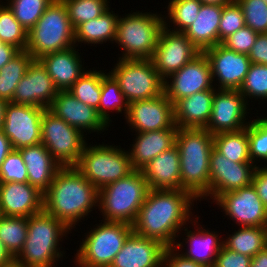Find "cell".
<instances>
[{
  "instance_id": "obj_43",
  "label": "cell",
  "mask_w": 267,
  "mask_h": 267,
  "mask_svg": "<svg viewBox=\"0 0 267 267\" xmlns=\"http://www.w3.org/2000/svg\"><path fill=\"white\" fill-rule=\"evenodd\" d=\"M253 120L247 126V135L250 160L257 166L261 160L267 163V117Z\"/></svg>"
},
{
  "instance_id": "obj_33",
  "label": "cell",
  "mask_w": 267,
  "mask_h": 267,
  "mask_svg": "<svg viewBox=\"0 0 267 267\" xmlns=\"http://www.w3.org/2000/svg\"><path fill=\"white\" fill-rule=\"evenodd\" d=\"M33 57L27 50H20L0 69V99L12 102L16 86L26 74Z\"/></svg>"
},
{
  "instance_id": "obj_11",
  "label": "cell",
  "mask_w": 267,
  "mask_h": 267,
  "mask_svg": "<svg viewBox=\"0 0 267 267\" xmlns=\"http://www.w3.org/2000/svg\"><path fill=\"white\" fill-rule=\"evenodd\" d=\"M84 136L48 108L45 109L41 121V143L61 167L78 163L87 143Z\"/></svg>"
},
{
  "instance_id": "obj_2",
  "label": "cell",
  "mask_w": 267,
  "mask_h": 267,
  "mask_svg": "<svg viewBox=\"0 0 267 267\" xmlns=\"http://www.w3.org/2000/svg\"><path fill=\"white\" fill-rule=\"evenodd\" d=\"M98 198L99 190L75 166L61 167L43 193V210L72 230L98 207Z\"/></svg>"
},
{
  "instance_id": "obj_29",
  "label": "cell",
  "mask_w": 267,
  "mask_h": 267,
  "mask_svg": "<svg viewBox=\"0 0 267 267\" xmlns=\"http://www.w3.org/2000/svg\"><path fill=\"white\" fill-rule=\"evenodd\" d=\"M28 173V183L44 193L61 168L46 147L40 143L19 149Z\"/></svg>"
},
{
  "instance_id": "obj_9",
  "label": "cell",
  "mask_w": 267,
  "mask_h": 267,
  "mask_svg": "<svg viewBox=\"0 0 267 267\" xmlns=\"http://www.w3.org/2000/svg\"><path fill=\"white\" fill-rule=\"evenodd\" d=\"M88 145L86 143L75 168L98 190L134 171L128 151L120 145Z\"/></svg>"
},
{
  "instance_id": "obj_42",
  "label": "cell",
  "mask_w": 267,
  "mask_h": 267,
  "mask_svg": "<svg viewBox=\"0 0 267 267\" xmlns=\"http://www.w3.org/2000/svg\"><path fill=\"white\" fill-rule=\"evenodd\" d=\"M239 92L248 105V101L252 98L267 101V65L251 63Z\"/></svg>"
},
{
  "instance_id": "obj_23",
  "label": "cell",
  "mask_w": 267,
  "mask_h": 267,
  "mask_svg": "<svg viewBox=\"0 0 267 267\" xmlns=\"http://www.w3.org/2000/svg\"><path fill=\"white\" fill-rule=\"evenodd\" d=\"M43 210V193L28 182L0 183V215L30 217Z\"/></svg>"
},
{
  "instance_id": "obj_50",
  "label": "cell",
  "mask_w": 267,
  "mask_h": 267,
  "mask_svg": "<svg viewBox=\"0 0 267 267\" xmlns=\"http://www.w3.org/2000/svg\"><path fill=\"white\" fill-rule=\"evenodd\" d=\"M248 57L251 63L267 65V33L257 35Z\"/></svg>"
},
{
  "instance_id": "obj_35",
  "label": "cell",
  "mask_w": 267,
  "mask_h": 267,
  "mask_svg": "<svg viewBox=\"0 0 267 267\" xmlns=\"http://www.w3.org/2000/svg\"><path fill=\"white\" fill-rule=\"evenodd\" d=\"M111 110H115L121 114L123 113L122 111H124V116L126 118L129 110V102L122 93L119 83L110 73H106L102 77L101 97L97 112L108 126H110L112 122L109 115Z\"/></svg>"
},
{
  "instance_id": "obj_19",
  "label": "cell",
  "mask_w": 267,
  "mask_h": 267,
  "mask_svg": "<svg viewBox=\"0 0 267 267\" xmlns=\"http://www.w3.org/2000/svg\"><path fill=\"white\" fill-rule=\"evenodd\" d=\"M204 53L211 65L213 82H219L214 84L215 88L239 90L251 65L248 55L229 50L222 44L208 48Z\"/></svg>"
},
{
  "instance_id": "obj_52",
  "label": "cell",
  "mask_w": 267,
  "mask_h": 267,
  "mask_svg": "<svg viewBox=\"0 0 267 267\" xmlns=\"http://www.w3.org/2000/svg\"><path fill=\"white\" fill-rule=\"evenodd\" d=\"M20 50L8 43H0V69L7 64Z\"/></svg>"
},
{
  "instance_id": "obj_22",
  "label": "cell",
  "mask_w": 267,
  "mask_h": 267,
  "mask_svg": "<svg viewBox=\"0 0 267 267\" xmlns=\"http://www.w3.org/2000/svg\"><path fill=\"white\" fill-rule=\"evenodd\" d=\"M166 246L132 232L109 267H162Z\"/></svg>"
},
{
  "instance_id": "obj_44",
  "label": "cell",
  "mask_w": 267,
  "mask_h": 267,
  "mask_svg": "<svg viewBox=\"0 0 267 267\" xmlns=\"http://www.w3.org/2000/svg\"><path fill=\"white\" fill-rule=\"evenodd\" d=\"M242 9L245 23L258 34L267 33V3L264 0H235Z\"/></svg>"
},
{
  "instance_id": "obj_6",
  "label": "cell",
  "mask_w": 267,
  "mask_h": 267,
  "mask_svg": "<svg viewBox=\"0 0 267 267\" xmlns=\"http://www.w3.org/2000/svg\"><path fill=\"white\" fill-rule=\"evenodd\" d=\"M75 45V30L71 25L66 5L54 0L35 26L28 31L27 52L33 59L69 49Z\"/></svg>"
},
{
  "instance_id": "obj_38",
  "label": "cell",
  "mask_w": 267,
  "mask_h": 267,
  "mask_svg": "<svg viewBox=\"0 0 267 267\" xmlns=\"http://www.w3.org/2000/svg\"><path fill=\"white\" fill-rule=\"evenodd\" d=\"M201 5L199 0H170L168 6L165 7L168 13H166L167 16H163L164 26L170 28V23H172L174 28L169 30L184 32L197 18Z\"/></svg>"
},
{
  "instance_id": "obj_4",
  "label": "cell",
  "mask_w": 267,
  "mask_h": 267,
  "mask_svg": "<svg viewBox=\"0 0 267 267\" xmlns=\"http://www.w3.org/2000/svg\"><path fill=\"white\" fill-rule=\"evenodd\" d=\"M69 231L62 222L44 210L31 215L28 217L26 241L14 259L23 267H55V263L64 256L59 242L72 233Z\"/></svg>"
},
{
  "instance_id": "obj_26",
  "label": "cell",
  "mask_w": 267,
  "mask_h": 267,
  "mask_svg": "<svg viewBox=\"0 0 267 267\" xmlns=\"http://www.w3.org/2000/svg\"><path fill=\"white\" fill-rule=\"evenodd\" d=\"M178 127L136 133L135 142L128 150L131 166L141 171L152 159L175 145Z\"/></svg>"
},
{
  "instance_id": "obj_17",
  "label": "cell",
  "mask_w": 267,
  "mask_h": 267,
  "mask_svg": "<svg viewBox=\"0 0 267 267\" xmlns=\"http://www.w3.org/2000/svg\"><path fill=\"white\" fill-rule=\"evenodd\" d=\"M209 165V197L213 203L223 193L251 185L256 168L252 162H233L214 147Z\"/></svg>"
},
{
  "instance_id": "obj_54",
  "label": "cell",
  "mask_w": 267,
  "mask_h": 267,
  "mask_svg": "<svg viewBox=\"0 0 267 267\" xmlns=\"http://www.w3.org/2000/svg\"><path fill=\"white\" fill-rule=\"evenodd\" d=\"M250 267H267V247L252 258Z\"/></svg>"
},
{
  "instance_id": "obj_27",
  "label": "cell",
  "mask_w": 267,
  "mask_h": 267,
  "mask_svg": "<svg viewBox=\"0 0 267 267\" xmlns=\"http://www.w3.org/2000/svg\"><path fill=\"white\" fill-rule=\"evenodd\" d=\"M141 171L149 189H181L180 154L176 145L156 156Z\"/></svg>"
},
{
  "instance_id": "obj_32",
  "label": "cell",
  "mask_w": 267,
  "mask_h": 267,
  "mask_svg": "<svg viewBox=\"0 0 267 267\" xmlns=\"http://www.w3.org/2000/svg\"><path fill=\"white\" fill-rule=\"evenodd\" d=\"M228 236L223 241L226 248L251 258L267 247V226H240Z\"/></svg>"
},
{
  "instance_id": "obj_36",
  "label": "cell",
  "mask_w": 267,
  "mask_h": 267,
  "mask_svg": "<svg viewBox=\"0 0 267 267\" xmlns=\"http://www.w3.org/2000/svg\"><path fill=\"white\" fill-rule=\"evenodd\" d=\"M28 232V218L0 215V241L15 258L22 250Z\"/></svg>"
},
{
  "instance_id": "obj_39",
  "label": "cell",
  "mask_w": 267,
  "mask_h": 267,
  "mask_svg": "<svg viewBox=\"0 0 267 267\" xmlns=\"http://www.w3.org/2000/svg\"><path fill=\"white\" fill-rule=\"evenodd\" d=\"M0 40L19 50H26L28 44V31L14 17L7 4H3V2L0 3Z\"/></svg>"
},
{
  "instance_id": "obj_14",
  "label": "cell",
  "mask_w": 267,
  "mask_h": 267,
  "mask_svg": "<svg viewBox=\"0 0 267 267\" xmlns=\"http://www.w3.org/2000/svg\"><path fill=\"white\" fill-rule=\"evenodd\" d=\"M214 87L211 65L204 52L164 80V93L173 104L179 99Z\"/></svg>"
},
{
  "instance_id": "obj_21",
  "label": "cell",
  "mask_w": 267,
  "mask_h": 267,
  "mask_svg": "<svg viewBox=\"0 0 267 267\" xmlns=\"http://www.w3.org/2000/svg\"><path fill=\"white\" fill-rule=\"evenodd\" d=\"M48 109L83 134L86 131L99 134L109 128L95 108L77 100L68 91H58Z\"/></svg>"
},
{
  "instance_id": "obj_16",
  "label": "cell",
  "mask_w": 267,
  "mask_h": 267,
  "mask_svg": "<svg viewBox=\"0 0 267 267\" xmlns=\"http://www.w3.org/2000/svg\"><path fill=\"white\" fill-rule=\"evenodd\" d=\"M214 202L239 227L267 226V208L252 184L223 193Z\"/></svg>"
},
{
  "instance_id": "obj_55",
  "label": "cell",
  "mask_w": 267,
  "mask_h": 267,
  "mask_svg": "<svg viewBox=\"0 0 267 267\" xmlns=\"http://www.w3.org/2000/svg\"><path fill=\"white\" fill-rule=\"evenodd\" d=\"M14 258L6 250L3 243L0 241V266L10 263Z\"/></svg>"
},
{
  "instance_id": "obj_34",
  "label": "cell",
  "mask_w": 267,
  "mask_h": 267,
  "mask_svg": "<svg viewBox=\"0 0 267 267\" xmlns=\"http://www.w3.org/2000/svg\"><path fill=\"white\" fill-rule=\"evenodd\" d=\"M214 148L233 162H251L247 127L213 135Z\"/></svg>"
},
{
  "instance_id": "obj_28",
  "label": "cell",
  "mask_w": 267,
  "mask_h": 267,
  "mask_svg": "<svg viewBox=\"0 0 267 267\" xmlns=\"http://www.w3.org/2000/svg\"><path fill=\"white\" fill-rule=\"evenodd\" d=\"M216 88L197 92L173 104L175 125L178 128L205 129L208 125Z\"/></svg>"
},
{
  "instance_id": "obj_31",
  "label": "cell",
  "mask_w": 267,
  "mask_h": 267,
  "mask_svg": "<svg viewBox=\"0 0 267 267\" xmlns=\"http://www.w3.org/2000/svg\"><path fill=\"white\" fill-rule=\"evenodd\" d=\"M118 19L119 15L109 8L100 17L80 24L75 29V45L87 43L92 46V44H103L107 41L115 43Z\"/></svg>"
},
{
  "instance_id": "obj_41",
  "label": "cell",
  "mask_w": 267,
  "mask_h": 267,
  "mask_svg": "<svg viewBox=\"0 0 267 267\" xmlns=\"http://www.w3.org/2000/svg\"><path fill=\"white\" fill-rule=\"evenodd\" d=\"M14 17L30 31L54 0H6Z\"/></svg>"
},
{
  "instance_id": "obj_7",
  "label": "cell",
  "mask_w": 267,
  "mask_h": 267,
  "mask_svg": "<svg viewBox=\"0 0 267 267\" xmlns=\"http://www.w3.org/2000/svg\"><path fill=\"white\" fill-rule=\"evenodd\" d=\"M163 16L140 11L119 16L115 39L123 52L119 59H152L164 27Z\"/></svg>"
},
{
  "instance_id": "obj_13",
  "label": "cell",
  "mask_w": 267,
  "mask_h": 267,
  "mask_svg": "<svg viewBox=\"0 0 267 267\" xmlns=\"http://www.w3.org/2000/svg\"><path fill=\"white\" fill-rule=\"evenodd\" d=\"M200 50L183 32L162 28L152 61L163 80L194 59Z\"/></svg>"
},
{
  "instance_id": "obj_10",
  "label": "cell",
  "mask_w": 267,
  "mask_h": 267,
  "mask_svg": "<svg viewBox=\"0 0 267 267\" xmlns=\"http://www.w3.org/2000/svg\"><path fill=\"white\" fill-rule=\"evenodd\" d=\"M109 73L119 83L129 103L164 93V80L156 71L152 59H119Z\"/></svg>"
},
{
  "instance_id": "obj_53",
  "label": "cell",
  "mask_w": 267,
  "mask_h": 267,
  "mask_svg": "<svg viewBox=\"0 0 267 267\" xmlns=\"http://www.w3.org/2000/svg\"><path fill=\"white\" fill-rule=\"evenodd\" d=\"M10 140L4 135V132L0 131V166L5 160L6 156L12 151Z\"/></svg>"
},
{
  "instance_id": "obj_37",
  "label": "cell",
  "mask_w": 267,
  "mask_h": 267,
  "mask_svg": "<svg viewBox=\"0 0 267 267\" xmlns=\"http://www.w3.org/2000/svg\"><path fill=\"white\" fill-rule=\"evenodd\" d=\"M87 70L68 90L77 100L96 110L99 108L101 97L102 77L106 74L101 70Z\"/></svg>"
},
{
  "instance_id": "obj_47",
  "label": "cell",
  "mask_w": 267,
  "mask_h": 267,
  "mask_svg": "<svg viewBox=\"0 0 267 267\" xmlns=\"http://www.w3.org/2000/svg\"><path fill=\"white\" fill-rule=\"evenodd\" d=\"M257 35L258 33L250 27L244 26L226 38L221 44L229 50L248 55Z\"/></svg>"
},
{
  "instance_id": "obj_40",
  "label": "cell",
  "mask_w": 267,
  "mask_h": 267,
  "mask_svg": "<svg viewBox=\"0 0 267 267\" xmlns=\"http://www.w3.org/2000/svg\"><path fill=\"white\" fill-rule=\"evenodd\" d=\"M74 30L82 23L100 17L110 7L108 0H62Z\"/></svg>"
},
{
  "instance_id": "obj_45",
  "label": "cell",
  "mask_w": 267,
  "mask_h": 267,
  "mask_svg": "<svg viewBox=\"0 0 267 267\" xmlns=\"http://www.w3.org/2000/svg\"><path fill=\"white\" fill-rule=\"evenodd\" d=\"M28 182V173L19 150L13 149L0 166V183Z\"/></svg>"
},
{
  "instance_id": "obj_57",
  "label": "cell",
  "mask_w": 267,
  "mask_h": 267,
  "mask_svg": "<svg viewBox=\"0 0 267 267\" xmlns=\"http://www.w3.org/2000/svg\"><path fill=\"white\" fill-rule=\"evenodd\" d=\"M7 101L0 99V131L3 129L4 118H5V108L7 105Z\"/></svg>"
},
{
  "instance_id": "obj_49",
  "label": "cell",
  "mask_w": 267,
  "mask_h": 267,
  "mask_svg": "<svg viewBox=\"0 0 267 267\" xmlns=\"http://www.w3.org/2000/svg\"><path fill=\"white\" fill-rule=\"evenodd\" d=\"M162 267H205L203 264L185 258L175 247H166Z\"/></svg>"
},
{
  "instance_id": "obj_30",
  "label": "cell",
  "mask_w": 267,
  "mask_h": 267,
  "mask_svg": "<svg viewBox=\"0 0 267 267\" xmlns=\"http://www.w3.org/2000/svg\"><path fill=\"white\" fill-rule=\"evenodd\" d=\"M222 12L223 6L202 4L195 21L183 32L200 52L219 44Z\"/></svg>"
},
{
  "instance_id": "obj_3",
  "label": "cell",
  "mask_w": 267,
  "mask_h": 267,
  "mask_svg": "<svg viewBox=\"0 0 267 267\" xmlns=\"http://www.w3.org/2000/svg\"><path fill=\"white\" fill-rule=\"evenodd\" d=\"M175 145L180 154L181 189L189 192L196 201L206 200L209 197L213 134L206 129L178 128Z\"/></svg>"
},
{
  "instance_id": "obj_15",
  "label": "cell",
  "mask_w": 267,
  "mask_h": 267,
  "mask_svg": "<svg viewBox=\"0 0 267 267\" xmlns=\"http://www.w3.org/2000/svg\"><path fill=\"white\" fill-rule=\"evenodd\" d=\"M249 105L239 90L216 89L211 116L205 128L211 134L245 129L250 120L247 112ZM248 120V122H247Z\"/></svg>"
},
{
  "instance_id": "obj_58",
  "label": "cell",
  "mask_w": 267,
  "mask_h": 267,
  "mask_svg": "<svg viewBox=\"0 0 267 267\" xmlns=\"http://www.w3.org/2000/svg\"><path fill=\"white\" fill-rule=\"evenodd\" d=\"M0 267H23V266L18 261L13 259L10 263H8L6 265H2Z\"/></svg>"
},
{
  "instance_id": "obj_20",
  "label": "cell",
  "mask_w": 267,
  "mask_h": 267,
  "mask_svg": "<svg viewBox=\"0 0 267 267\" xmlns=\"http://www.w3.org/2000/svg\"><path fill=\"white\" fill-rule=\"evenodd\" d=\"M58 90L39 59H33L16 86L12 103L49 108Z\"/></svg>"
},
{
  "instance_id": "obj_5",
  "label": "cell",
  "mask_w": 267,
  "mask_h": 267,
  "mask_svg": "<svg viewBox=\"0 0 267 267\" xmlns=\"http://www.w3.org/2000/svg\"><path fill=\"white\" fill-rule=\"evenodd\" d=\"M149 191L142 171L134 170L127 177L99 189L98 211L102 221L133 224Z\"/></svg>"
},
{
  "instance_id": "obj_1",
  "label": "cell",
  "mask_w": 267,
  "mask_h": 267,
  "mask_svg": "<svg viewBox=\"0 0 267 267\" xmlns=\"http://www.w3.org/2000/svg\"><path fill=\"white\" fill-rule=\"evenodd\" d=\"M195 200L182 189H149L132 224L133 232L160 241L166 247H174L182 227L194 216L191 206Z\"/></svg>"
},
{
  "instance_id": "obj_8",
  "label": "cell",
  "mask_w": 267,
  "mask_h": 267,
  "mask_svg": "<svg viewBox=\"0 0 267 267\" xmlns=\"http://www.w3.org/2000/svg\"><path fill=\"white\" fill-rule=\"evenodd\" d=\"M103 222V223H102ZM85 233L73 261L77 267H109L133 232L125 222L102 221Z\"/></svg>"
},
{
  "instance_id": "obj_12",
  "label": "cell",
  "mask_w": 267,
  "mask_h": 267,
  "mask_svg": "<svg viewBox=\"0 0 267 267\" xmlns=\"http://www.w3.org/2000/svg\"><path fill=\"white\" fill-rule=\"evenodd\" d=\"M46 108L8 102L2 131L12 149L41 143V121Z\"/></svg>"
},
{
  "instance_id": "obj_25",
  "label": "cell",
  "mask_w": 267,
  "mask_h": 267,
  "mask_svg": "<svg viewBox=\"0 0 267 267\" xmlns=\"http://www.w3.org/2000/svg\"><path fill=\"white\" fill-rule=\"evenodd\" d=\"M76 47L48 53L39 58L58 91H68L86 72L80 59L81 52L78 49L76 51Z\"/></svg>"
},
{
  "instance_id": "obj_46",
  "label": "cell",
  "mask_w": 267,
  "mask_h": 267,
  "mask_svg": "<svg viewBox=\"0 0 267 267\" xmlns=\"http://www.w3.org/2000/svg\"><path fill=\"white\" fill-rule=\"evenodd\" d=\"M244 26H246V23L239 4L233 1L230 4L224 5L218 29L219 44Z\"/></svg>"
},
{
  "instance_id": "obj_18",
  "label": "cell",
  "mask_w": 267,
  "mask_h": 267,
  "mask_svg": "<svg viewBox=\"0 0 267 267\" xmlns=\"http://www.w3.org/2000/svg\"><path fill=\"white\" fill-rule=\"evenodd\" d=\"M125 119L135 133L168 129L175 125L173 103L165 93L155 98L133 101L129 103Z\"/></svg>"
},
{
  "instance_id": "obj_56",
  "label": "cell",
  "mask_w": 267,
  "mask_h": 267,
  "mask_svg": "<svg viewBox=\"0 0 267 267\" xmlns=\"http://www.w3.org/2000/svg\"><path fill=\"white\" fill-rule=\"evenodd\" d=\"M202 4H211V5H219L224 6L232 3L235 0H199Z\"/></svg>"
},
{
  "instance_id": "obj_48",
  "label": "cell",
  "mask_w": 267,
  "mask_h": 267,
  "mask_svg": "<svg viewBox=\"0 0 267 267\" xmlns=\"http://www.w3.org/2000/svg\"><path fill=\"white\" fill-rule=\"evenodd\" d=\"M252 258L222 246L213 267H250Z\"/></svg>"
},
{
  "instance_id": "obj_24",
  "label": "cell",
  "mask_w": 267,
  "mask_h": 267,
  "mask_svg": "<svg viewBox=\"0 0 267 267\" xmlns=\"http://www.w3.org/2000/svg\"><path fill=\"white\" fill-rule=\"evenodd\" d=\"M197 220L199 221V218L195 217L194 220H191L190 224L193 226L195 225V230L198 231L188 230V227L184 226L182 231H186L185 235L187 237L184 240L185 243L183 244L178 241L175 243L174 247L180 251V254H182L185 258L201 263L205 267H213L215 259L223 246V239L220 240L221 237H219L216 232L204 229L202 225L198 224L199 222ZM186 244L188 247H186L183 252L182 247Z\"/></svg>"
},
{
  "instance_id": "obj_51",
  "label": "cell",
  "mask_w": 267,
  "mask_h": 267,
  "mask_svg": "<svg viewBox=\"0 0 267 267\" xmlns=\"http://www.w3.org/2000/svg\"><path fill=\"white\" fill-rule=\"evenodd\" d=\"M255 188L259 198L262 200L264 206L267 208V165L264 167H260V165L256 166L252 183Z\"/></svg>"
}]
</instances>
